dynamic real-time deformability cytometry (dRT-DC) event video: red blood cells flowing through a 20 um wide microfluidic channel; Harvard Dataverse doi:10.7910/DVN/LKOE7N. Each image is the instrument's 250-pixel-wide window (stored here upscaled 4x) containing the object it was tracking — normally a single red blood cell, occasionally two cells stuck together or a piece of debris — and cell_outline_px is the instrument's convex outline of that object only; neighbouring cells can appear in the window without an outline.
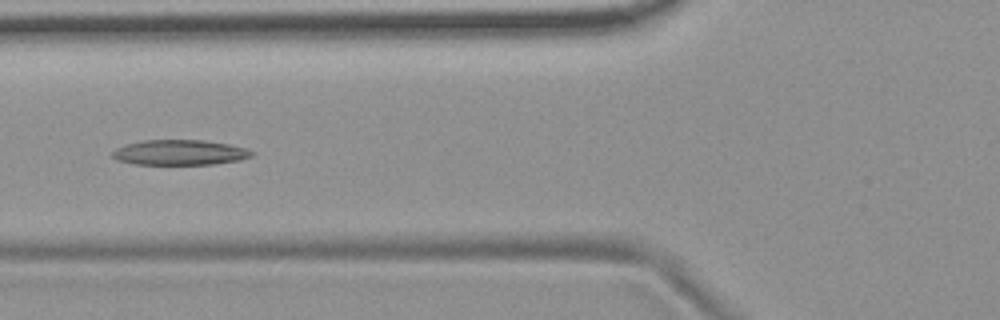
{"species": "common noctule bat (a hibernating species)", "species_latin": "Nyctalus noctula", "temperature_condition": "room temperature", "stored_images_in_passage": 17, "camera_frame_rate_fps": 3000, "um_per_image_px": 0.085, "animal": {"sex": "female", "body_mass_g": 19.9}, "frame": {"image": 1, "passage_image": 8, "time_ms": 2.333, "image_size_px": [1000, 320], "cell_outline_px": [[252, 156], [240, 160], [212, 164], [132, 164], [116, 160], [112, 156], [112, 152], [116, 148], [124, 144], [144, 140], [204, 140], [228, 144], [248, 148], [252, 152]], "centroid_in_image_um": [15.25, 12.96], "position_along_channel_um": 110.6, "area_um2": 20.52}}